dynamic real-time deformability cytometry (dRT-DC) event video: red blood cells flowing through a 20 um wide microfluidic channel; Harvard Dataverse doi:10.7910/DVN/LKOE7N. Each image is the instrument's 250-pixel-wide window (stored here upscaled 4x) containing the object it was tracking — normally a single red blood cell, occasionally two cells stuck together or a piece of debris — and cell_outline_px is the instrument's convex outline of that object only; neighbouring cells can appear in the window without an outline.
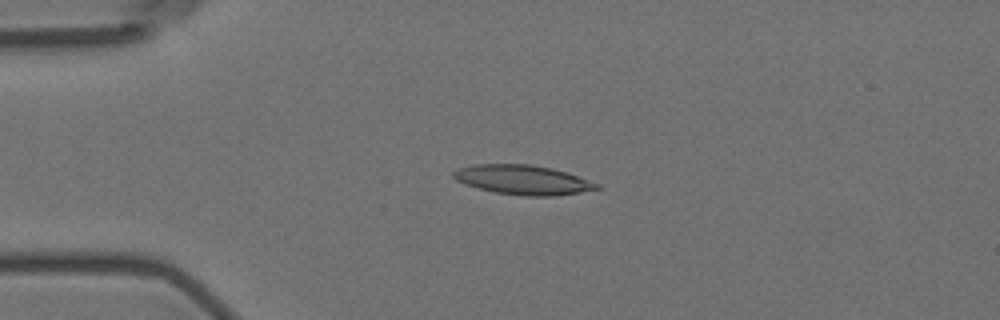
{"species": "Egyptian fruit bat (a non-hibernating species)", "species_latin": "Rousettus aegyptiacus", "temperature_condition": "room temperature", "stored_images_in_passage": 4, "camera_frame_rate_fps": 3000, "um_per_image_px": 0.085, "animal": {"sex": "female"}, "frame": {"image": 1, "passage_image": 3, "time_ms": 2.333, "image_size_px": [1000, 320], "cell_outline_px": [[604, 188], [580, 192], [552, 196], [524, 196], [496, 192], [464, 184], [456, 180], [452, 176], [452, 172], [456, 168], [476, 164], [528, 164], [552, 168], [568, 172], [600, 184]], "centroid_in_image_um": [44.46, 15.28], "position_along_channel_um": 40.5, "area_um2": 24.74}}